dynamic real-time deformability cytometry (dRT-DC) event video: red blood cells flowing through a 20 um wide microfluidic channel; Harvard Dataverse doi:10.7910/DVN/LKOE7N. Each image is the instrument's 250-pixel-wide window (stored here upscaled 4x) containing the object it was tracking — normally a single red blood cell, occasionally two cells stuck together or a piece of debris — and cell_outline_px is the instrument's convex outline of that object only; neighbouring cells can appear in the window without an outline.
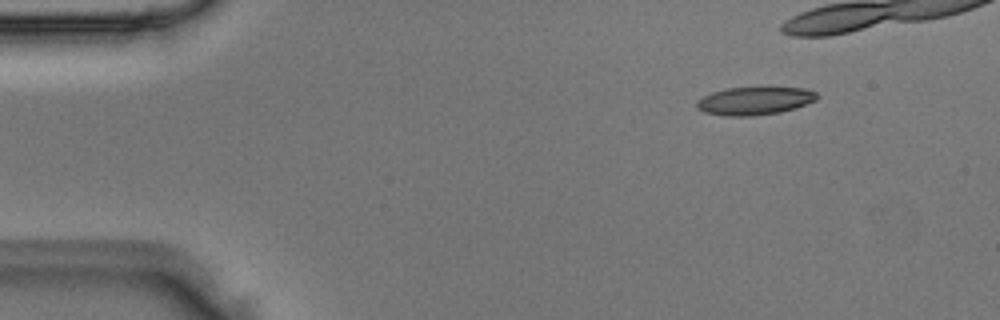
{"species": "Egyptian fruit bat (a non-hibernating species)", "species_latin": "Rousettus aegyptiacus", "temperature_condition": "room temperature", "stored_images_in_passage": 6, "camera_frame_rate_fps": 3000, "um_per_image_px": 0.085, "animal": {"sex": "male"}, "frame": {"image": 1, "passage_image": 2, "time_ms": 0.333, "image_size_px": [1000, 320], "cell_outline_px": [[820, 96], [816, 100], [780, 112], [752, 116], [728, 116], [704, 112], [696, 108], [696, 100], [712, 92], [728, 88], [804, 88], [816, 92]], "centroid_in_image_um": [64.11, 8.57], "position_along_channel_um": 20.9, "area_um2": 19.36}}
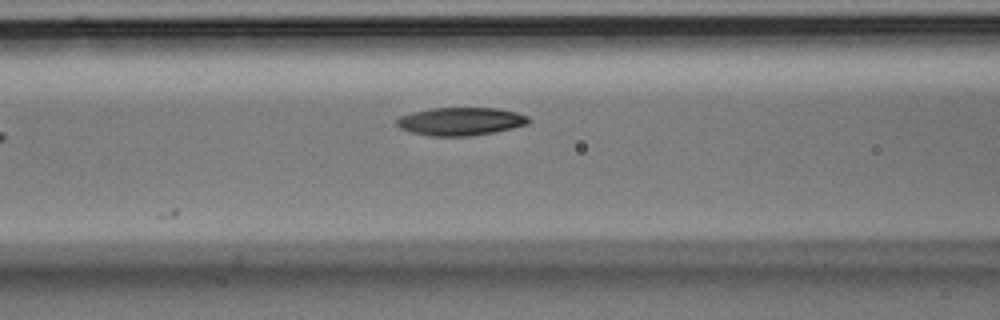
{"frame": {"image": 2, "passage_image": 5, "time_ms": 1.333, "image_size_px": [1000, 320], "cell_outline_px": [[532, 120], [528, 124], [512, 128], [472, 136], [428, 136], [412, 132], [400, 128], [396, 124], [396, 120], [400, 116], [412, 112], [432, 108], [496, 108], [516, 112], [528, 116]], "centroid_in_image_um": [39.16, 10.32], "position_along_channel_um": 127.4, "area_um2": 21.56}}